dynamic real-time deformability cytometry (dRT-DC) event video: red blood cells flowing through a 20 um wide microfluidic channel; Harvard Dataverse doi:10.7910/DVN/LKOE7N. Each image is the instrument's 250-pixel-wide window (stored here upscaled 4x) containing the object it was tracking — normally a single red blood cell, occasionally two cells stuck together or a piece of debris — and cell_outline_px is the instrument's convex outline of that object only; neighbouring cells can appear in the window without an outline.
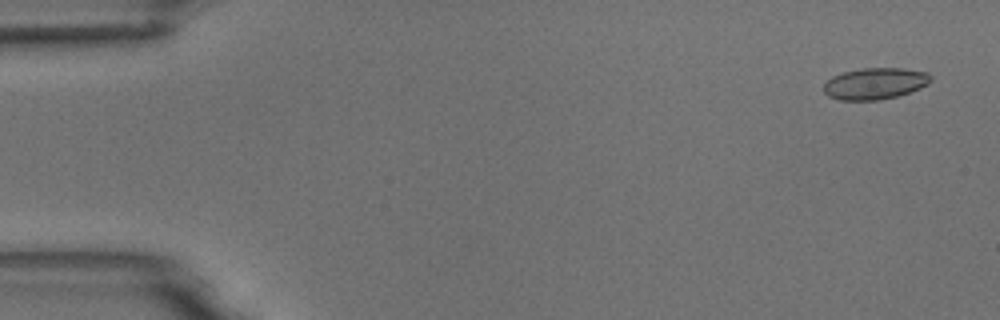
{"species": "common noctule bat (a hibernating species)", "species_latin": "Nyctalus noctula", "temperature_condition": "room temperature", "stored_images_in_passage": 10, "camera_frame_rate_fps": 3000, "um_per_image_px": 0.085, "animal": {"sex": "male", "body_mass_g": 18.8}, "frame": {"image": 1, "passage_image": 1, "time_ms": 0.0, "image_size_px": [1000, 320], "cell_outline_px": [[932, 80], [928, 84], [920, 88], [900, 96], [880, 100], [840, 100], [828, 96], [824, 92], [824, 84], [832, 76], [844, 72], [860, 68], [904, 68], [928, 72], [932, 76]], "centroid_in_image_um": [74.41, 7.1], "position_along_channel_um": 10.6, "area_um2": 19.88}}
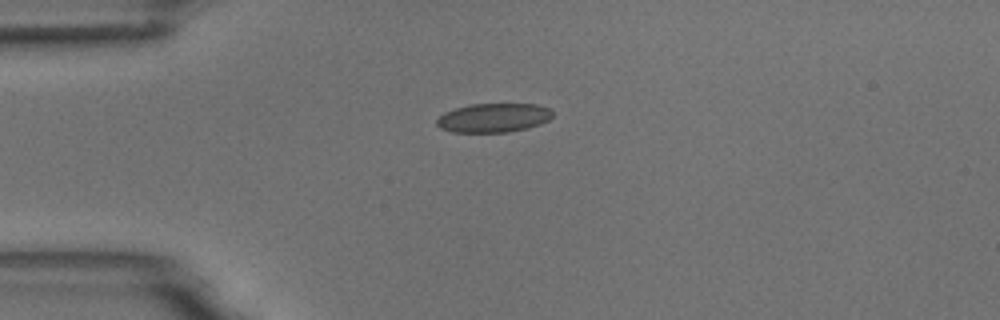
{"frame": {"image": 2, "passage_image": 4, "time_ms": 3.667, "image_size_px": [1000, 320], "cell_outline_px": [[552, 116], [548, 120], [540, 124], [528, 128], [508, 132], [452, 132], [440, 128], [436, 124], [436, 120], [444, 112], [468, 104], [536, 104], [548, 108], [552, 112]], "centroid_in_image_um": [41.93, 10.01], "position_along_channel_um": 43.1, "area_um2": 19.59}}
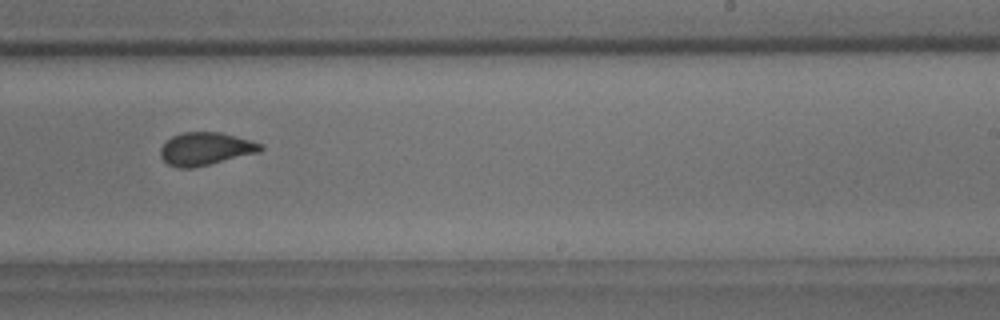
{"frame": {"image": 3, "passage_image": 10, "time_ms": 10.333, "image_size_px": [1000, 320], "cell_outline_px": [[264, 148], [260, 152], [192, 168], [180, 168], [168, 164], [160, 156], [160, 148], [172, 136], [184, 132], [220, 132], [264, 144]], "centroid_in_image_um": [17.48, 12.65], "position_along_channel_um": 271.5, "area_um2": 19.02}}